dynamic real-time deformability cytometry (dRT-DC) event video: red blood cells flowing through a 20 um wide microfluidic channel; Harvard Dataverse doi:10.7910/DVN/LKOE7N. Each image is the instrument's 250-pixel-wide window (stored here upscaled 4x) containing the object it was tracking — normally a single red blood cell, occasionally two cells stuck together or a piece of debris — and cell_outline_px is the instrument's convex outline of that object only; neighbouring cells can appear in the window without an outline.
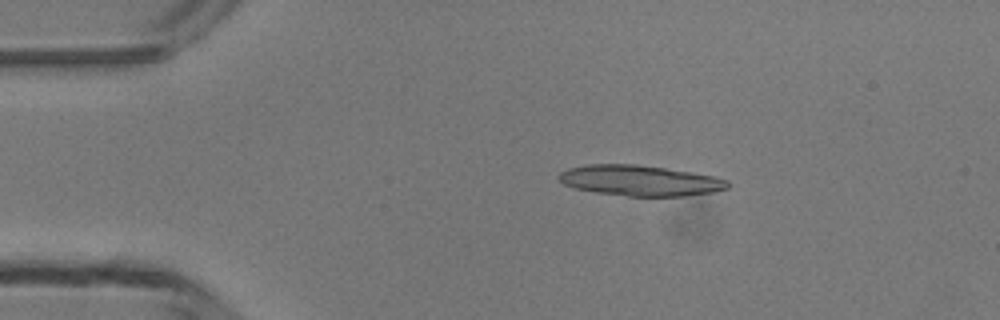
{"species": "common noctule bat (a hibernating species)", "species_latin": "Nyctalus noctula", "temperature_condition": "room temperature", "stored_images_in_passage": 47, "segment_of_instrument_passage": [1, 2], "camera_frame_rate_fps": 3000, "um_per_image_px": 0.085, "animal": {"sex": "male", "body_mass_g": 13.3}, "frame": {"image": 1, "passage_image": 9, "time_ms": 2.667, "image_size_px": [1000, 320], "cell_outline_px": [[728, 188], [712, 192], [684, 196], [628, 196], [596, 192], [572, 188], [564, 184], [556, 176], [560, 172], [568, 168], [588, 164], [636, 164], [692, 172], [716, 176], [728, 180]], "centroid_in_image_um": [54.38, 15.34], "position_along_channel_um": 30.6, "area_um2": 30.17}}